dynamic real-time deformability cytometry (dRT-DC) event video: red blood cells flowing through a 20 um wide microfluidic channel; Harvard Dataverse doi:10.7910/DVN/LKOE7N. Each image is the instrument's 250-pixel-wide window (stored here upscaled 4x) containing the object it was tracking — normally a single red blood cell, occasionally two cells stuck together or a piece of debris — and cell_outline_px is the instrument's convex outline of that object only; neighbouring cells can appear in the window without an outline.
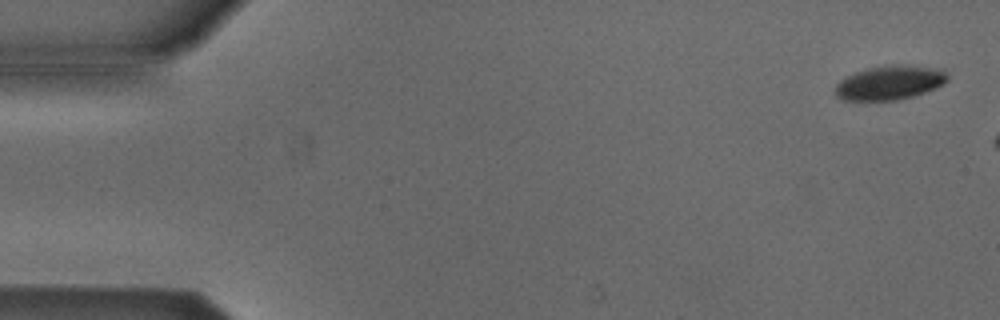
{"species": "Egyptian fruit bat (a non-hibernating species)", "species_latin": "Rousettus aegyptiacus", "temperature_condition": "cold", "stored_images_in_passage": 3, "camera_frame_rate_fps": 3000, "um_per_image_px": 0.085, "animal": {"sex": "male"}, "frame": {"image": 1, "passage_image": 1, "time_ms": 0.0, "image_size_px": [1000, 320], "cell_outline_px": [[948, 80], [944, 84], [924, 92], [912, 96], [896, 100], [840, 100], [836, 96], [836, 84], [840, 80], [856, 72], [868, 68], [896, 64], [904, 64], [944, 68], [948, 76]], "centroid_in_image_um": [75.67, 7.01], "position_along_channel_um": 9.3, "area_um2": 22.43}}